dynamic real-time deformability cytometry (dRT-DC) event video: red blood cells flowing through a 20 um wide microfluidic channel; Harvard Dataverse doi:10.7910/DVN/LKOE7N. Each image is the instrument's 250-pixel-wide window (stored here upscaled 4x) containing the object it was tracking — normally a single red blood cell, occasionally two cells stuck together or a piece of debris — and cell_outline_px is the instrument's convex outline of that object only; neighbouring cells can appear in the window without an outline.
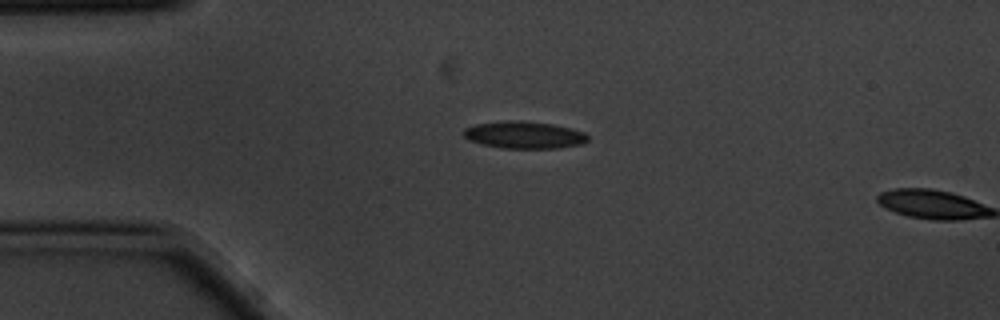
{"species": "common noctule bat (a hibernating species)", "species_latin": "Nyctalus noctula", "temperature_condition": "cold", "stored_images_in_passage": 3, "camera_frame_rate_fps": 3000, "um_per_image_px": 0.085, "animal": {"sex": "male", "body_mass_g": 20.1, "forearm_length_mm": 53.5}, "frame": {"image": 1, "passage_image": 2, "time_ms": 0.333, "image_size_px": [1000, 320], "cell_outline_px": [[588, 140], [584, 144], [560, 148], [504, 148], [484, 144], [468, 140], [460, 132], [464, 128], [476, 124], [508, 120], [520, 120], [552, 124], [572, 128], [584, 132], [588, 136]], "centroid_in_image_um": [44.57, 11.46], "position_along_channel_um": 40.4, "area_um2": 19.83}}